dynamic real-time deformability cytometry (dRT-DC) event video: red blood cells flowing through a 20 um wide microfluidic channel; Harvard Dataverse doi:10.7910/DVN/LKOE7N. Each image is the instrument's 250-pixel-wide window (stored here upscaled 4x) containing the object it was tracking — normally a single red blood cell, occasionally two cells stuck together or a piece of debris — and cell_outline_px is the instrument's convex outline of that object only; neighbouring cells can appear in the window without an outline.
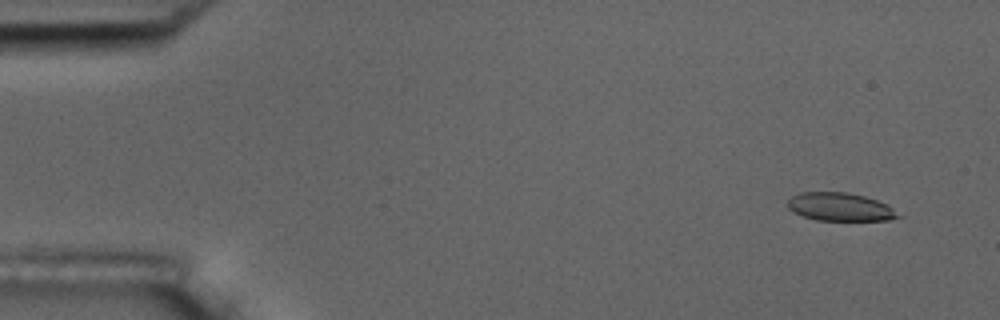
{"species": "common noctule bat (a hibernating species)", "species_latin": "Nyctalus noctula", "temperature_condition": "room temperature", "stored_images_in_passage": 4, "camera_frame_rate_fps": 3000, "um_per_image_px": 0.085, "animal": {"sex": "male", "body_mass_g": 17.5, "forearm_length_mm": 52.3}, "frame": {"image": 1, "passage_image": 1, "time_ms": 0.0, "image_size_px": [1000, 320], "cell_outline_px": [[904, 216], [888, 220], [816, 220], [792, 212], [788, 208], [788, 200], [792, 196], [800, 192], [848, 192], [864, 196], [876, 200], [892, 208]], "centroid_in_image_um": [71.4, 17.59], "position_along_channel_um": 13.6, "area_um2": 18.09}}
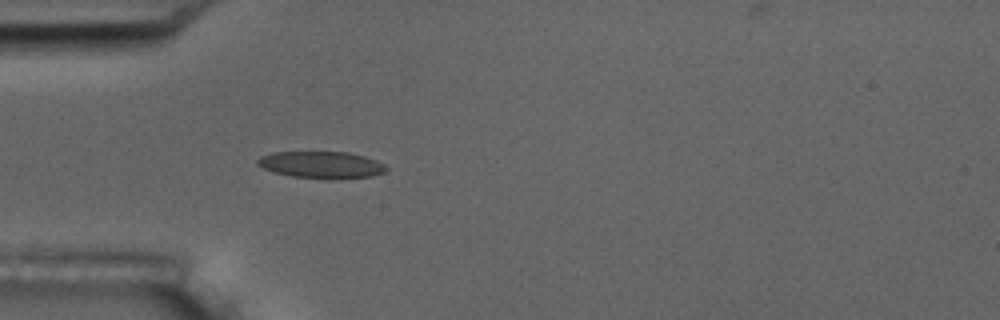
{"frame": {"image": 2, "passage_image": 4, "time_ms": 1.0, "image_size_px": [1000, 320], "cell_outline_px": [[388, 168], [384, 172], [372, 176], [292, 176], [276, 172], [264, 168], [256, 164], [256, 160], [260, 156], [272, 152], [348, 152], [364, 156], [376, 160], [384, 164]], "centroid_in_image_um": [27.28, 13.95], "position_along_channel_um": 57.7, "area_um2": 19.13}}